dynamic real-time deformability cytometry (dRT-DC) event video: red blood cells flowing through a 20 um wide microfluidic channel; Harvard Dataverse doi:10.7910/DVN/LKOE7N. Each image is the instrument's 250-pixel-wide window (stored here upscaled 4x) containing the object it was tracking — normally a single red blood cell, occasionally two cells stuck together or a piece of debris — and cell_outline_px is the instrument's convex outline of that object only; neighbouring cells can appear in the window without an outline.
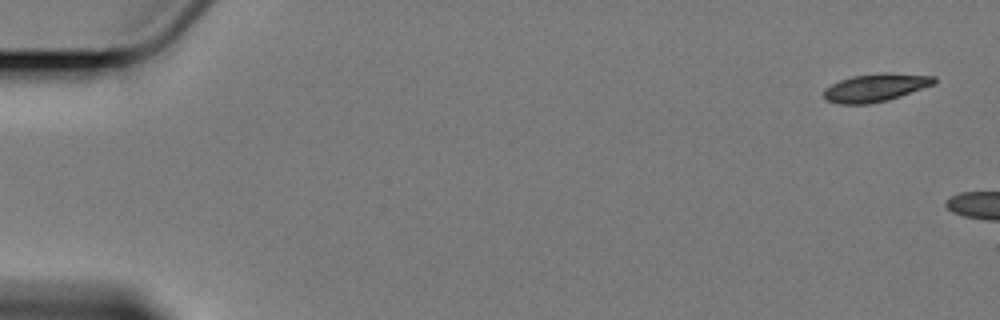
{"species": "Egyptian fruit bat (a non-hibernating species)", "species_latin": "Rousettus aegyptiacus", "temperature_condition": "cold", "stored_images_in_passage": 5, "camera_frame_rate_fps": 3000, "um_per_image_px": 0.085, "animal": {"sex": "female"}, "frame": {"image": 1, "passage_image": 1, "time_ms": 0.0, "image_size_px": [1000, 320], "cell_outline_px": [[936, 84], [888, 100], [868, 104], [840, 104], [824, 100], [824, 88], [840, 80], [852, 76], [880, 72], [888, 72], [936, 76]], "centroid_in_image_um": [74.43, 7.44], "position_along_channel_um": 10.6, "area_um2": 18.21}}